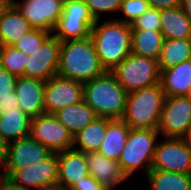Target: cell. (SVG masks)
Here are the masks:
<instances>
[{
	"instance_id": "cell-1",
	"label": "cell",
	"mask_w": 191,
	"mask_h": 190,
	"mask_svg": "<svg viewBox=\"0 0 191 190\" xmlns=\"http://www.w3.org/2000/svg\"><path fill=\"white\" fill-rule=\"evenodd\" d=\"M90 38L102 67L111 72L131 54V25L115 19L97 20Z\"/></svg>"
},
{
	"instance_id": "cell-2",
	"label": "cell",
	"mask_w": 191,
	"mask_h": 190,
	"mask_svg": "<svg viewBox=\"0 0 191 190\" xmlns=\"http://www.w3.org/2000/svg\"><path fill=\"white\" fill-rule=\"evenodd\" d=\"M105 72L90 37L61 42L58 75L85 83Z\"/></svg>"
},
{
	"instance_id": "cell-3",
	"label": "cell",
	"mask_w": 191,
	"mask_h": 190,
	"mask_svg": "<svg viewBox=\"0 0 191 190\" xmlns=\"http://www.w3.org/2000/svg\"><path fill=\"white\" fill-rule=\"evenodd\" d=\"M128 93L111 72L83 83V101L97 115L108 119H122Z\"/></svg>"
},
{
	"instance_id": "cell-4",
	"label": "cell",
	"mask_w": 191,
	"mask_h": 190,
	"mask_svg": "<svg viewBox=\"0 0 191 190\" xmlns=\"http://www.w3.org/2000/svg\"><path fill=\"white\" fill-rule=\"evenodd\" d=\"M165 98L160 83L129 93L122 120L132 129H157Z\"/></svg>"
},
{
	"instance_id": "cell-5",
	"label": "cell",
	"mask_w": 191,
	"mask_h": 190,
	"mask_svg": "<svg viewBox=\"0 0 191 190\" xmlns=\"http://www.w3.org/2000/svg\"><path fill=\"white\" fill-rule=\"evenodd\" d=\"M157 129H132L123 148L118 163L129 179L143 170L144 176L151 170L154 152L159 141Z\"/></svg>"
},
{
	"instance_id": "cell-6",
	"label": "cell",
	"mask_w": 191,
	"mask_h": 190,
	"mask_svg": "<svg viewBox=\"0 0 191 190\" xmlns=\"http://www.w3.org/2000/svg\"><path fill=\"white\" fill-rule=\"evenodd\" d=\"M111 73L129 94L159 84L161 70L158 60L131 53Z\"/></svg>"
},
{
	"instance_id": "cell-7",
	"label": "cell",
	"mask_w": 191,
	"mask_h": 190,
	"mask_svg": "<svg viewBox=\"0 0 191 190\" xmlns=\"http://www.w3.org/2000/svg\"><path fill=\"white\" fill-rule=\"evenodd\" d=\"M95 20L84 0H64L63 11L53 35L61 42L90 37Z\"/></svg>"
},
{
	"instance_id": "cell-8",
	"label": "cell",
	"mask_w": 191,
	"mask_h": 190,
	"mask_svg": "<svg viewBox=\"0 0 191 190\" xmlns=\"http://www.w3.org/2000/svg\"><path fill=\"white\" fill-rule=\"evenodd\" d=\"M58 179V153H52L40 163L16 169L6 180L16 190H39L53 187Z\"/></svg>"
},
{
	"instance_id": "cell-9",
	"label": "cell",
	"mask_w": 191,
	"mask_h": 190,
	"mask_svg": "<svg viewBox=\"0 0 191 190\" xmlns=\"http://www.w3.org/2000/svg\"><path fill=\"white\" fill-rule=\"evenodd\" d=\"M30 136L52 153H59L73 146V134L54 114L44 113L32 118Z\"/></svg>"
},
{
	"instance_id": "cell-10",
	"label": "cell",
	"mask_w": 191,
	"mask_h": 190,
	"mask_svg": "<svg viewBox=\"0 0 191 190\" xmlns=\"http://www.w3.org/2000/svg\"><path fill=\"white\" fill-rule=\"evenodd\" d=\"M191 125V101L186 96L166 97L157 131L162 138L180 139Z\"/></svg>"
},
{
	"instance_id": "cell-11",
	"label": "cell",
	"mask_w": 191,
	"mask_h": 190,
	"mask_svg": "<svg viewBox=\"0 0 191 190\" xmlns=\"http://www.w3.org/2000/svg\"><path fill=\"white\" fill-rule=\"evenodd\" d=\"M151 170L191 174V150L181 139L160 137Z\"/></svg>"
},
{
	"instance_id": "cell-12",
	"label": "cell",
	"mask_w": 191,
	"mask_h": 190,
	"mask_svg": "<svg viewBox=\"0 0 191 190\" xmlns=\"http://www.w3.org/2000/svg\"><path fill=\"white\" fill-rule=\"evenodd\" d=\"M34 29L53 33L61 17L64 0H11Z\"/></svg>"
},
{
	"instance_id": "cell-13",
	"label": "cell",
	"mask_w": 191,
	"mask_h": 190,
	"mask_svg": "<svg viewBox=\"0 0 191 190\" xmlns=\"http://www.w3.org/2000/svg\"><path fill=\"white\" fill-rule=\"evenodd\" d=\"M61 41L51 34L33 54L28 56L23 77L48 81L57 74Z\"/></svg>"
},
{
	"instance_id": "cell-14",
	"label": "cell",
	"mask_w": 191,
	"mask_h": 190,
	"mask_svg": "<svg viewBox=\"0 0 191 190\" xmlns=\"http://www.w3.org/2000/svg\"><path fill=\"white\" fill-rule=\"evenodd\" d=\"M83 101V83L58 74L45 82L44 110L54 114L59 109Z\"/></svg>"
},
{
	"instance_id": "cell-15",
	"label": "cell",
	"mask_w": 191,
	"mask_h": 190,
	"mask_svg": "<svg viewBox=\"0 0 191 190\" xmlns=\"http://www.w3.org/2000/svg\"><path fill=\"white\" fill-rule=\"evenodd\" d=\"M52 152L34 140L30 135L10 142L7 145V157L4 168L6 179L16 170L40 163Z\"/></svg>"
},
{
	"instance_id": "cell-16",
	"label": "cell",
	"mask_w": 191,
	"mask_h": 190,
	"mask_svg": "<svg viewBox=\"0 0 191 190\" xmlns=\"http://www.w3.org/2000/svg\"><path fill=\"white\" fill-rule=\"evenodd\" d=\"M89 176L85 153L74 148L58 153L57 186L70 190L82 178Z\"/></svg>"
},
{
	"instance_id": "cell-17",
	"label": "cell",
	"mask_w": 191,
	"mask_h": 190,
	"mask_svg": "<svg viewBox=\"0 0 191 190\" xmlns=\"http://www.w3.org/2000/svg\"><path fill=\"white\" fill-rule=\"evenodd\" d=\"M44 87L45 82L37 79L23 76L16 79L14 92L18 106L31 119L45 113Z\"/></svg>"
},
{
	"instance_id": "cell-18",
	"label": "cell",
	"mask_w": 191,
	"mask_h": 190,
	"mask_svg": "<svg viewBox=\"0 0 191 190\" xmlns=\"http://www.w3.org/2000/svg\"><path fill=\"white\" fill-rule=\"evenodd\" d=\"M89 175L94 177L107 190H114L128 180L117 161L98 152L85 153Z\"/></svg>"
},
{
	"instance_id": "cell-19",
	"label": "cell",
	"mask_w": 191,
	"mask_h": 190,
	"mask_svg": "<svg viewBox=\"0 0 191 190\" xmlns=\"http://www.w3.org/2000/svg\"><path fill=\"white\" fill-rule=\"evenodd\" d=\"M160 85L166 97L186 96L191 86V59L161 70Z\"/></svg>"
},
{
	"instance_id": "cell-20",
	"label": "cell",
	"mask_w": 191,
	"mask_h": 190,
	"mask_svg": "<svg viewBox=\"0 0 191 190\" xmlns=\"http://www.w3.org/2000/svg\"><path fill=\"white\" fill-rule=\"evenodd\" d=\"M34 29L11 3L0 19V46H13Z\"/></svg>"
},
{
	"instance_id": "cell-21",
	"label": "cell",
	"mask_w": 191,
	"mask_h": 190,
	"mask_svg": "<svg viewBox=\"0 0 191 190\" xmlns=\"http://www.w3.org/2000/svg\"><path fill=\"white\" fill-rule=\"evenodd\" d=\"M129 131L130 127L122 119H112L106 126V134L97 152L118 162Z\"/></svg>"
},
{
	"instance_id": "cell-22",
	"label": "cell",
	"mask_w": 191,
	"mask_h": 190,
	"mask_svg": "<svg viewBox=\"0 0 191 190\" xmlns=\"http://www.w3.org/2000/svg\"><path fill=\"white\" fill-rule=\"evenodd\" d=\"M160 31L164 39H191V23L181 6L160 10Z\"/></svg>"
},
{
	"instance_id": "cell-23",
	"label": "cell",
	"mask_w": 191,
	"mask_h": 190,
	"mask_svg": "<svg viewBox=\"0 0 191 190\" xmlns=\"http://www.w3.org/2000/svg\"><path fill=\"white\" fill-rule=\"evenodd\" d=\"M31 118L19 106L0 116V137L8 144L30 135Z\"/></svg>"
},
{
	"instance_id": "cell-24",
	"label": "cell",
	"mask_w": 191,
	"mask_h": 190,
	"mask_svg": "<svg viewBox=\"0 0 191 190\" xmlns=\"http://www.w3.org/2000/svg\"><path fill=\"white\" fill-rule=\"evenodd\" d=\"M112 119L97 117L73 136L72 148L84 153L97 152Z\"/></svg>"
},
{
	"instance_id": "cell-25",
	"label": "cell",
	"mask_w": 191,
	"mask_h": 190,
	"mask_svg": "<svg viewBox=\"0 0 191 190\" xmlns=\"http://www.w3.org/2000/svg\"><path fill=\"white\" fill-rule=\"evenodd\" d=\"M54 115L73 136L97 118L94 110L84 101L65 106Z\"/></svg>"
},
{
	"instance_id": "cell-26",
	"label": "cell",
	"mask_w": 191,
	"mask_h": 190,
	"mask_svg": "<svg viewBox=\"0 0 191 190\" xmlns=\"http://www.w3.org/2000/svg\"><path fill=\"white\" fill-rule=\"evenodd\" d=\"M163 41L161 31L131 30V53L158 60Z\"/></svg>"
},
{
	"instance_id": "cell-27",
	"label": "cell",
	"mask_w": 191,
	"mask_h": 190,
	"mask_svg": "<svg viewBox=\"0 0 191 190\" xmlns=\"http://www.w3.org/2000/svg\"><path fill=\"white\" fill-rule=\"evenodd\" d=\"M144 178L150 190H191V174L150 170Z\"/></svg>"
},
{
	"instance_id": "cell-28",
	"label": "cell",
	"mask_w": 191,
	"mask_h": 190,
	"mask_svg": "<svg viewBox=\"0 0 191 190\" xmlns=\"http://www.w3.org/2000/svg\"><path fill=\"white\" fill-rule=\"evenodd\" d=\"M191 59V39H164L158 58L160 70Z\"/></svg>"
},
{
	"instance_id": "cell-29",
	"label": "cell",
	"mask_w": 191,
	"mask_h": 190,
	"mask_svg": "<svg viewBox=\"0 0 191 190\" xmlns=\"http://www.w3.org/2000/svg\"><path fill=\"white\" fill-rule=\"evenodd\" d=\"M28 55L14 46H0V67L16 77H22Z\"/></svg>"
},
{
	"instance_id": "cell-30",
	"label": "cell",
	"mask_w": 191,
	"mask_h": 190,
	"mask_svg": "<svg viewBox=\"0 0 191 190\" xmlns=\"http://www.w3.org/2000/svg\"><path fill=\"white\" fill-rule=\"evenodd\" d=\"M84 2L92 18L97 21L101 20L104 13L110 14L107 19H116L122 0H84Z\"/></svg>"
},
{
	"instance_id": "cell-31",
	"label": "cell",
	"mask_w": 191,
	"mask_h": 190,
	"mask_svg": "<svg viewBox=\"0 0 191 190\" xmlns=\"http://www.w3.org/2000/svg\"><path fill=\"white\" fill-rule=\"evenodd\" d=\"M149 8L150 5L147 0H122L118 16L122 14L123 18L117 16L115 20L131 25Z\"/></svg>"
},
{
	"instance_id": "cell-32",
	"label": "cell",
	"mask_w": 191,
	"mask_h": 190,
	"mask_svg": "<svg viewBox=\"0 0 191 190\" xmlns=\"http://www.w3.org/2000/svg\"><path fill=\"white\" fill-rule=\"evenodd\" d=\"M52 33L42 29H32L18 40L13 46L26 55H31L42 45Z\"/></svg>"
},
{
	"instance_id": "cell-33",
	"label": "cell",
	"mask_w": 191,
	"mask_h": 190,
	"mask_svg": "<svg viewBox=\"0 0 191 190\" xmlns=\"http://www.w3.org/2000/svg\"><path fill=\"white\" fill-rule=\"evenodd\" d=\"M160 10L150 7L140 17L131 23V30L160 31Z\"/></svg>"
},
{
	"instance_id": "cell-34",
	"label": "cell",
	"mask_w": 191,
	"mask_h": 190,
	"mask_svg": "<svg viewBox=\"0 0 191 190\" xmlns=\"http://www.w3.org/2000/svg\"><path fill=\"white\" fill-rule=\"evenodd\" d=\"M17 77L0 67V98L13 97Z\"/></svg>"
},
{
	"instance_id": "cell-35",
	"label": "cell",
	"mask_w": 191,
	"mask_h": 190,
	"mask_svg": "<svg viewBox=\"0 0 191 190\" xmlns=\"http://www.w3.org/2000/svg\"><path fill=\"white\" fill-rule=\"evenodd\" d=\"M70 190H107L94 177L88 176L82 178Z\"/></svg>"
},
{
	"instance_id": "cell-36",
	"label": "cell",
	"mask_w": 191,
	"mask_h": 190,
	"mask_svg": "<svg viewBox=\"0 0 191 190\" xmlns=\"http://www.w3.org/2000/svg\"><path fill=\"white\" fill-rule=\"evenodd\" d=\"M147 1L150 7L162 10L180 6L182 0H147Z\"/></svg>"
},
{
	"instance_id": "cell-37",
	"label": "cell",
	"mask_w": 191,
	"mask_h": 190,
	"mask_svg": "<svg viewBox=\"0 0 191 190\" xmlns=\"http://www.w3.org/2000/svg\"><path fill=\"white\" fill-rule=\"evenodd\" d=\"M18 106L17 96L13 91V97L0 98V116L5 113V111L14 110Z\"/></svg>"
},
{
	"instance_id": "cell-38",
	"label": "cell",
	"mask_w": 191,
	"mask_h": 190,
	"mask_svg": "<svg viewBox=\"0 0 191 190\" xmlns=\"http://www.w3.org/2000/svg\"><path fill=\"white\" fill-rule=\"evenodd\" d=\"M7 143L0 137V169L4 168L7 157Z\"/></svg>"
},
{
	"instance_id": "cell-39",
	"label": "cell",
	"mask_w": 191,
	"mask_h": 190,
	"mask_svg": "<svg viewBox=\"0 0 191 190\" xmlns=\"http://www.w3.org/2000/svg\"><path fill=\"white\" fill-rule=\"evenodd\" d=\"M180 6L191 23V0H182Z\"/></svg>"
},
{
	"instance_id": "cell-40",
	"label": "cell",
	"mask_w": 191,
	"mask_h": 190,
	"mask_svg": "<svg viewBox=\"0 0 191 190\" xmlns=\"http://www.w3.org/2000/svg\"><path fill=\"white\" fill-rule=\"evenodd\" d=\"M180 139L191 150V125L184 132L183 136Z\"/></svg>"
},
{
	"instance_id": "cell-41",
	"label": "cell",
	"mask_w": 191,
	"mask_h": 190,
	"mask_svg": "<svg viewBox=\"0 0 191 190\" xmlns=\"http://www.w3.org/2000/svg\"><path fill=\"white\" fill-rule=\"evenodd\" d=\"M11 4V0H0V19L2 17V14L4 11L8 8V6Z\"/></svg>"
},
{
	"instance_id": "cell-42",
	"label": "cell",
	"mask_w": 191,
	"mask_h": 190,
	"mask_svg": "<svg viewBox=\"0 0 191 190\" xmlns=\"http://www.w3.org/2000/svg\"><path fill=\"white\" fill-rule=\"evenodd\" d=\"M7 185L5 172L0 169V190H2Z\"/></svg>"
},
{
	"instance_id": "cell-43",
	"label": "cell",
	"mask_w": 191,
	"mask_h": 190,
	"mask_svg": "<svg viewBox=\"0 0 191 190\" xmlns=\"http://www.w3.org/2000/svg\"><path fill=\"white\" fill-rule=\"evenodd\" d=\"M39 190H62V189L59 186L55 185L53 187L43 188V189H39Z\"/></svg>"
},
{
	"instance_id": "cell-44",
	"label": "cell",
	"mask_w": 191,
	"mask_h": 190,
	"mask_svg": "<svg viewBox=\"0 0 191 190\" xmlns=\"http://www.w3.org/2000/svg\"><path fill=\"white\" fill-rule=\"evenodd\" d=\"M186 97L191 101V86L186 94Z\"/></svg>"
},
{
	"instance_id": "cell-45",
	"label": "cell",
	"mask_w": 191,
	"mask_h": 190,
	"mask_svg": "<svg viewBox=\"0 0 191 190\" xmlns=\"http://www.w3.org/2000/svg\"><path fill=\"white\" fill-rule=\"evenodd\" d=\"M2 190H16V189L10 188L8 185H6Z\"/></svg>"
}]
</instances>
